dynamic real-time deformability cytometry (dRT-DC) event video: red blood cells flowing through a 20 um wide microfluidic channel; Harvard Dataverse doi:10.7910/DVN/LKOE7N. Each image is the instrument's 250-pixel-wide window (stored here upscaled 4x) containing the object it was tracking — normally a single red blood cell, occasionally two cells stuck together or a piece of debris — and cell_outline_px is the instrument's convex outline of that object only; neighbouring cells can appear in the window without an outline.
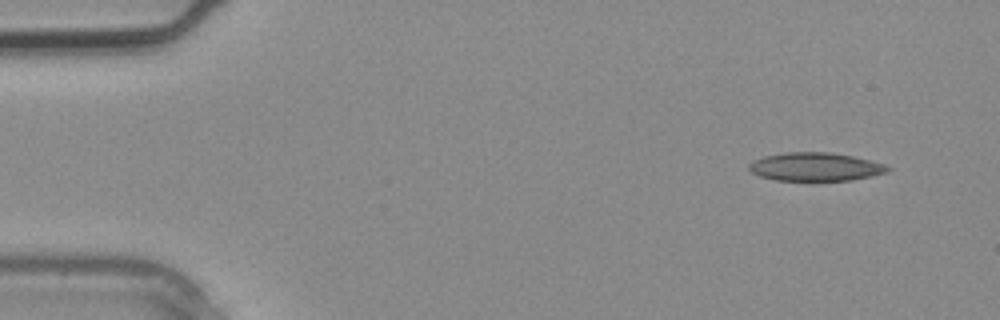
{"species": "common noctule bat (a hibernating species)", "species_latin": "Nyctalus noctula", "temperature_condition": "warm", "stored_images_in_passage": 2, "segment_of_instrument_passage": [2, 2], "camera_frame_rate_fps": 3000, "um_per_image_px": 0.085, "animal": {"sex": "male", "body_mass_g": 20.4}, "frame": {"image": 1, "passage_image": 2, "time_ms": 0.333, "image_size_px": [1000, 320], "cell_outline_px": [[892, 168], [888, 172], [872, 176], [852, 180], [812, 184], [776, 180], [760, 176], [752, 172], [748, 168], [748, 164], [752, 160], [764, 156], [784, 152], [828, 152], [852, 156], [884, 164]], "centroid_in_image_um": [69.28, 14.23], "position_along_channel_um": 15.7, "area_um2": 23.99}}